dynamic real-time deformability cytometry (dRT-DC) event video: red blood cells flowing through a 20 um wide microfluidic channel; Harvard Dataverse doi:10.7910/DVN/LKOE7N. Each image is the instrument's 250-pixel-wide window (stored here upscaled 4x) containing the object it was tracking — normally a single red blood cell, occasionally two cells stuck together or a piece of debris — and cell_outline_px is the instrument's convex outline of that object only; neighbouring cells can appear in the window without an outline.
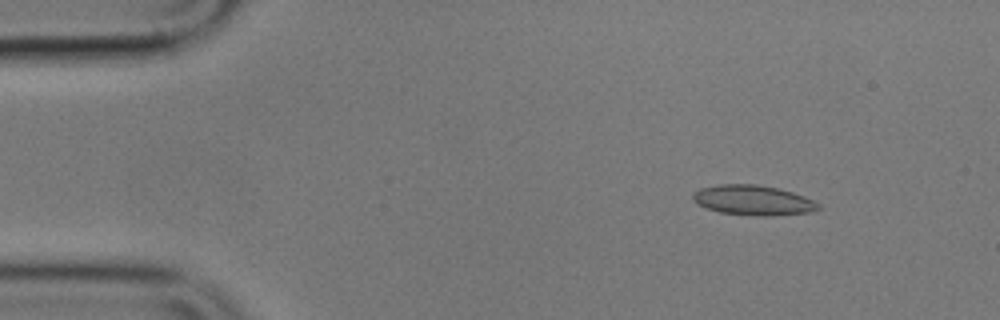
{"species": "common noctule bat (a hibernating species)", "species_latin": "Nyctalus noctula", "temperature_condition": "cold", "stored_images_in_passage": 56, "camera_frame_rate_fps": 3000, "um_per_image_px": 0.085, "animal": {"sex": "male", "body_mass_g": 17.9}, "frame": {"image": 1, "passage_image": 7, "time_ms": 2.0, "image_size_px": [1000, 320], "cell_outline_px": [[820, 208], [808, 212], [772, 216], [760, 216], [720, 212], [696, 204], [692, 200], [692, 192], [700, 188], [720, 184], [756, 184], [776, 188], [792, 192], [804, 196], [820, 204]], "centroid_in_image_um": [63.97, 17.01], "position_along_channel_um": 21.0, "area_um2": 21.85}}
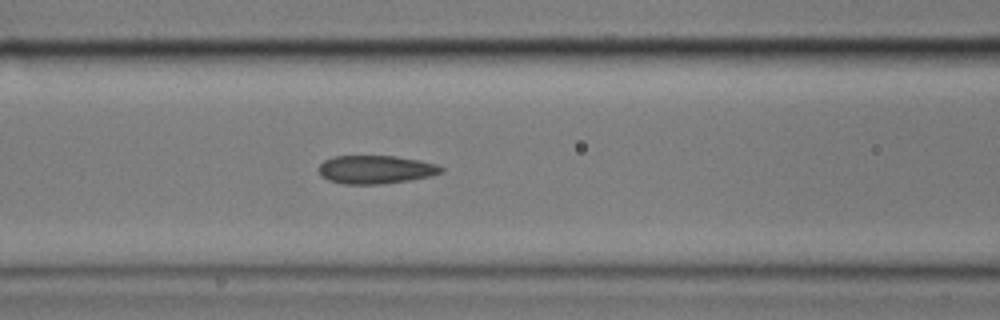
{"frame": {"image": 2, "passage_image": 23, "time_ms": 7.333, "image_size_px": [1000, 320], "cell_outline_px": [[444, 172], [432, 176], [408, 180], [380, 184], [344, 184], [328, 180], [320, 176], [316, 168], [324, 160], [332, 156], [396, 156], [420, 160], [436, 164], [444, 168]], "centroid_in_image_um": [31.91, 14.41], "position_along_channel_um": 134.7, "area_um2": 20.46}}
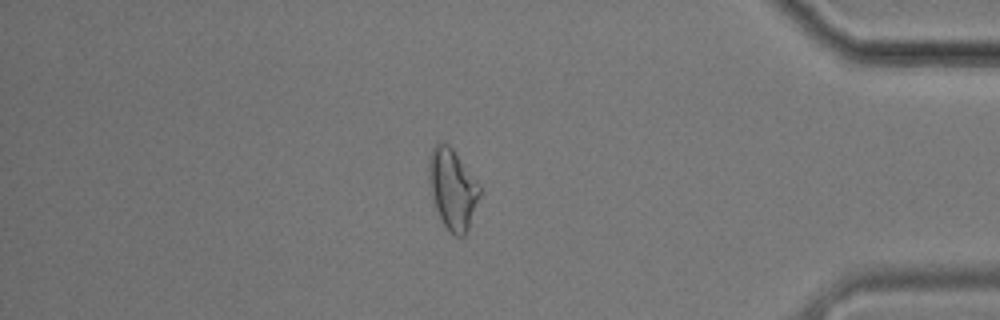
{"frame": {"image": 3, "passage_image": 48, "time_ms": 15.667, "image_size_px": [1000, 320], "cell_outline_px": [[480, 196], [468, 228], [464, 236], [456, 236], [444, 224], [436, 208], [432, 196], [428, 180], [428, 156], [436, 140], [440, 140], [448, 144], [452, 148], [480, 184]], "centroid_in_image_um": [38.45, 15.98], "position_along_channel_um": 396.8, "area_um2": 23.81}, "authors_computed_cell_mechanics": {"area_um2": 21.0681, "velocity_mm_per_s": 3.5516, "shape_relaxation_time_tau1_ms": null, "shape_relaxation_time_tau2_ms": 2.6248, "deformation_change_tau1": null, "deformation_change_tau2": 0.0999}}